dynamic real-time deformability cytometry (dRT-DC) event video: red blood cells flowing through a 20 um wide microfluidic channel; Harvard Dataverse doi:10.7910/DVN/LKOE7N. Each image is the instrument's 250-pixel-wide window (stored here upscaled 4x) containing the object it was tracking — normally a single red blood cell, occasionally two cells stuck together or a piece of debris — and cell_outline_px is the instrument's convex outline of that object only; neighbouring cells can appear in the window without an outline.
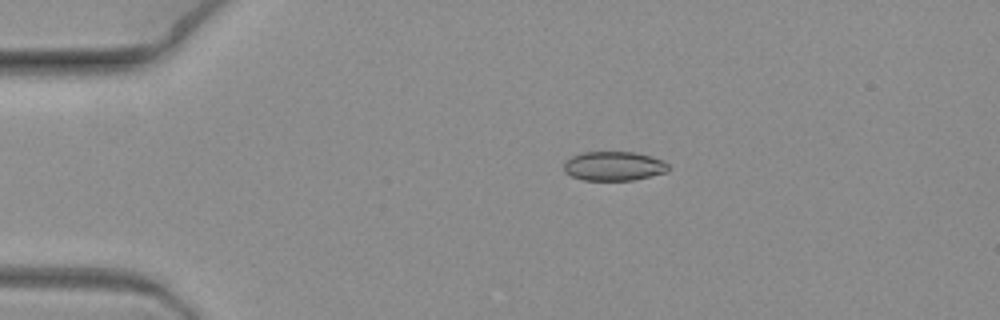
{"species": "common noctule bat (a hibernating species)", "species_latin": "Nyctalus noctula", "temperature_condition": "warm", "stored_images_in_passage": 5, "camera_frame_rate_fps": 3000, "um_per_image_px": 0.085, "animal": {"sex": "female", "body_mass_g": 19.3, "forearm_length_mm": 54.1}, "frame": {"image": 1, "passage_image": 1, "time_ms": 0.0, "image_size_px": [1000, 320], "cell_outline_px": [[668, 172], [632, 180], [584, 180], [572, 176], [564, 172], [564, 164], [572, 156], [584, 152], [636, 152], [660, 160], [668, 164]], "centroid_in_image_um": [52.16, 14.12], "position_along_channel_um": 32.8, "area_um2": 17.57}}
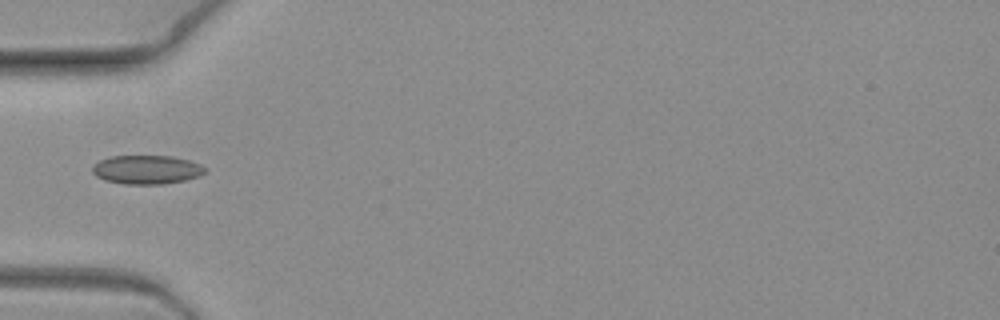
{"frame": {"image": 2, "passage_image": 4, "time_ms": 1.0, "image_size_px": [1000, 320], "cell_outline_px": [[208, 172], [200, 176], [184, 180], [164, 184], [124, 184], [104, 180], [96, 176], [92, 172], [92, 164], [100, 160], [112, 156], [172, 156], [188, 160], [200, 164], [208, 168]], "centroid_in_image_um": [12.49, 14.42], "position_along_channel_um": 72.5, "area_um2": 19.13}}
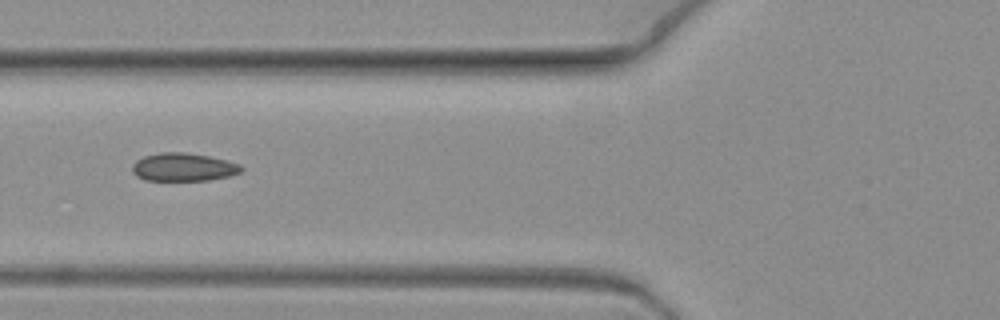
{"frame": {"image": 3, "passage_image": 5, "time_ms": 1.333, "image_size_px": [1000, 320], "cell_outline_px": [[244, 168], [240, 172], [228, 176], [208, 180], [144, 180], [136, 176], [132, 172], [132, 164], [136, 160], [144, 156], [160, 152], [184, 152], [208, 156], [228, 160], [240, 164]], "centroid_in_image_um": [15.57, 14.2], "position_along_channel_um": 110.2, "area_um2": 17.92}}